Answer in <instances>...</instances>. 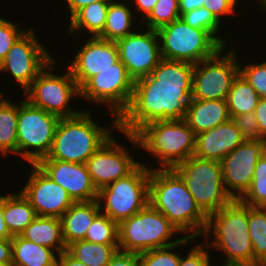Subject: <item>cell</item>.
Returning a JSON list of instances; mask_svg holds the SVG:
<instances>
[{"label":"cell","instance_id":"f5cc1de1","mask_svg":"<svg viewBox=\"0 0 266 266\" xmlns=\"http://www.w3.org/2000/svg\"><path fill=\"white\" fill-rule=\"evenodd\" d=\"M3 96H4L3 93L0 92V99H1Z\"/></svg>","mask_w":266,"mask_h":266},{"label":"cell","instance_id":"7bdbcfd3","mask_svg":"<svg viewBox=\"0 0 266 266\" xmlns=\"http://www.w3.org/2000/svg\"><path fill=\"white\" fill-rule=\"evenodd\" d=\"M107 266H140L138 254L118 250Z\"/></svg>","mask_w":266,"mask_h":266},{"label":"cell","instance_id":"ee69618b","mask_svg":"<svg viewBox=\"0 0 266 266\" xmlns=\"http://www.w3.org/2000/svg\"><path fill=\"white\" fill-rule=\"evenodd\" d=\"M254 113L258 120L261 139L266 140V98H260L258 100Z\"/></svg>","mask_w":266,"mask_h":266},{"label":"cell","instance_id":"ba28073f","mask_svg":"<svg viewBox=\"0 0 266 266\" xmlns=\"http://www.w3.org/2000/svg\"><path fill=\"white\" fill-rule=\"evenodd\" d=\"M150 166L140 164L131 174L98 191L102 214L117 224L137 214L149 203Z\"/></svg>","mask_w":266,"mask_h":266},{"label":"cell","instance_id":"ffe728a7","mask_svg":"<svg viewBox=\"0 0 266 266\" xmlns=\"http://www.w3.org/2000/svg\"><path fill=\"white\" fill-rule=\"evenodd\" d=\"M36 165L54 182L61 185L74 202L98 199V190L94 186L85 164L57 159H41Z\"/></svg>","mask_w":266,"mask_h":266},{"label":"cell","instance_id":"ab89813d","mask_svg":"<svg viewBox=\"0 0 266 266\" xmlns=\"http://www.w3.org/2000/svg\"><path fill=\"white\" fill-rule=\"evenodd\" d=\"M245 140H261L258 120L254 112L244 113L232 118Z\"/></svg>","mask_w":266,"mask_h":266},{"label":"cell","instance_id":"74e56055","mask_svg":"<svg viewBox=\"0 0 266 266\" xmlns=\"http://www.w3.org/2000/svg\"><path fill=\"white\" fill-rule=\"evenodd\" d=\"M239 73L255 89L260 98H266V61L241 66L239 63Z\"/></svg>","mask_w":266,"mask_h":266},{"label":"cell","instance_id":"bcb514c9","mask_svg":"<svg viewBox=\"0 0 266 266\" xmlns=\"http://www.w3.org/2000/svg\"><path fill=\"white\" fill-rule=\"evenodd\" d=\"M158 0H131L135 7V12L138 9L139 13H142L143 19L141 18L140 20L142 21L141 23H144V18H146L150 12L152 11L153 7L157 3ZM145 15V16H144Z\"/></svg>","mask_w":266,"mask_h":266},{"label":"cell","instance_id":"d6986e66","mask_svg":"<svg viewBox=\"0 0 266 266\" xmlns=\"http://www.w3.org/2000/svg\"><path fill=\"white\" fill-rule=\"evenodd\" d=\"M80 47L77 54L74 53V59L67 65L79 88L101 71L115 68L119 61L115 42L89 37Z\"/></svg>","mask_w":266,"mask_h":266},{"label":"cell","instance_id":"e0dca14e","mask_svg":"<svg viewBox=\"0 0 266 266\" xmlns=\"http://www.w3.org/2000/svg\"><path fill=\"white\" fill-rule=\"evenodd\" d=\"M140 31V32H139ZM117 40L119 60L134 79L150 75L161 58L157 30H139Z\"/></svg>","mask_w":266,"mask_h":266},{"label":"cell","instance_id":"1f68e13d","mask_svg":"<svg viewBox=\"0 0 266 266\" xmlns=\"http://www.w3.org/2000/svg\"><path fill=\"white\" fill-rule=\"evenodd\" d=\"M248 229L254 251V266L266 261V207L248 206Z\"/></svg>","mask_w":266,"mask_h":266},{"label":"cell","instance_id":"52a82bcc","mask_svg":"<svg viewBox=\"0 0 266 266\" xmlns=\"http://www.w3.org/2000/svg\"><path fill=\"white\" fill-rule=\"evenodd\" d=\"M175 233L181 234L164 214L148 203L137 214L118 224L119 250L140 254L173 245L181 239L171 241Z\"/></svg>","mask_w":266,"mask_h":266},{"label":"cell","instance_id":"8d00e7d4","mask_svg":"<svg viewBox=\"0 0 266 266\" xmlns=\"http://www.w3.org/2000/svg\"><path fill=\"white\" fill-rule=\"evenodd\" d=\"M180 18H182L186 24L194 28L208 31L223 47L228 44V41L218 36L221 23L207 8L201 7L194 9L184 13Z\"/></svg>","mask_w":266,"mask_h":266},{"label":"cell","instance_id":"6da1fadb","mask_svg":"<svg viewBox=\"0 0 266 266\" xmlns=\"http://www.w3.org/2000/svg\"><path fill=\"white\" fill-rule=\"evenodd\" d=\"M194 64L161 59L150 75L135 80L129 107L118 118V131L135 134L157 120H182L192 95Z\"/></svg>","mask_w":266,"mask_h":266},{"label":"cell","instance_id":"9a60e30c","mask_svg":"<svg viewBox=\"0 0 266 266\" xmlns=\"http://www.w3.org/2000/svg\"><path fill=\"white\" fill-rule=\"evenodd\" d=\"M265 154V139L245 140L220 162L225 189L233 199H239L250 187L258 159Z\"/></svg>","mask_w":266,"mask_h":266},{"label":"cell","instance_id":"2e32d148","mask_svg":"<svg viewBox=\"0 0 266 266\" xmlns=\"http://www.w3.org/2000/svg\"><path fill=\"white\" fill-rule=\"evenodd\" d=\"M117 142L113 135L88 158L85 165L94 186L99 191L114 181L131 174L141 163Z\"/></svg>","mask_w":266,"mask_h":266},{"label":"cell","instance_id":"836d02e7","mask_svg":"<svg viewBox=\"0 0 266 266\" xmlns=\"http://www.w3.org/2000/svg\"><path fill=\"white\" fill-rule=\"evenodd\" d=\"M238 200L250 207H266V154L258 159L250 187Z\"/></svg>","mask_w":266,"mask_h":266},{"label":"cell","instance_id":"ac0fdd59","mask_svg":"<svg viewBox=\"0 0 266 266\" xmlns=\"http://www.w3.org/2000/svg\"><path fill=\"white\" fill-rule=\"evenodd\" d=\"M31 174L21 193L39 217L61 218L74 203L68 192L54 182L36 164L30 166Z\"/></svg>","mask_w":266,"mask_h":266},{"label":"cell","instance_id":"8fae6325","mask_svg":"<svg viewBox=\"0 0 266 266\" xmlns=\"http://www.w3.org/2000/svg\"><path fill=\"white\" fill-rule=\"evenodd\" d=\"M59 117L34 107L26 99L18 103L17 154L37 164L51 150Z\"/></svg>","mask_w":266,"mask_h":266},{"label":"cell","instance_id":"484cf974","mask_svg":"<svg viewBox=\"0 0 266 266\" xmlns=\"http://www.w3.org/2000/svg\"><path fill=\"white\" fill-rule=\"evenodd\" d=\"M129 4H124L123 0L109 2L104 30L98 38L116 42L135 32L133 23L134 19L138 18L135 17V12L128 6Z\"/></svg>","mask_w":266,"mask_h":266},{"label":"cell","instance_id":"4fadbf2b","mask_svg":"<svg viewBox=\"0 0 266 266\" xmlns=\"http://www.w3.org/2000/svg\"><path fill=\"white\" fill-rule=\"evenodd\" d=\"M134 84V79L119 60L115 68H107L91 77L80 88V97L93 104L108 105L111 115L119 118L130 105Z\"/></svg>","mask_w":266,"mask_h":266},{"label":"cell","instance_id":"816d5d0a","mask_svg":"<svg viewBox=\"0 0 266 266\" xmlns=\"http://www.w3.org/2000/svg\"><path fill=\"white\" fill-rule=\"evenodd\" d=\"M257 1H258V4L260 3V5H262L261 8L263 10L265 9L266 11V0H257Z\"/></svg>","mask_w":266,"mask_h":266},{"label":"cell","instance_id":"f1b7e54d","mask_svg":"<svg viewBox=\"0 0 266 266\" xmlns=\"http://www.w3.org/2000/svg\"><path fill=\"white\" fill-rule=\"evenodd\" d=\"M118 250L119 244H97L84 240L67 246V251L87 266H107Z\"/></svg>","mask_w":266,"mask_h":266},{"label":"cell","instance_id":"d590c367","mask_svg":"<svg viewBox=\"0 0 266 266\" xmlns=\"http://www.w3.org/2000/svg\"><path fill=\"white\" fill-rule=\"evenodd\" d=\"M179 0H158L150 14L144 18L147 29L158 30L179 19Z\"/></svg>","mask_w":266,"mask_h":266},{"label":"cell","instance_id":"d6a6232c","mask_svg":"<svg viewBox=\"0 0 266 266\" xmlns=\"http://www.w3.org/2000/svg\"><path fill=\"white\" fill-rule=\"evenodd\" d=\"M193 240L195 241L196 239L186 235L173 245L140 253L138 254L139 264L140 266H179L181 256L173 250H177L184 244L188 245L187 243Z\"/></svg>","mask_w":266,"mask_h":266},{"label":"cell","instance_id":"277c9868","mask_svg":"<svg viewBox=\"0 0 266 266\" xmlns=\"http://www.w3.org/2000/svg\"><path fill=\"white\" fill-rule=\"evenodd\" d=\"M91 113L90 110H82L74 117L60 118L51 150L43 159L85 164L113 135L111 131L119 129L117 116H113L111 128H104L94 120Z\"/></svg>","mask_w":266,"mask_h":266},{"label":"cell","instance_id":"9c48e42d","mask_svg":"<svg viewBox=\"0 0 266 266\" xmlns=\"http://www.w3.org/2000/svg\"><path fill=\"white\" fill-rule=\"evenodd\" d=\"M161 58L191 64L214 56L223 46L206 30L186 24L182 18L157 30Z\"/></svg>","mask_w":266,"mask_h":266},{"label":"cell","instance_id":"8992f818","mask_svg":"<svg viewBox=\"0 0 266 266\" xmlns=\"http://www.w3.org/2000/svg\"><path fill=\"white\" fill-rule=\"evenodd\" d=\"M172 169L181 177L197 205L207 216L234 200L225 189L220 161L192 156Z\"/></svg>","mask_w":266,"mask_h":266},{"label":"cell","instance_id":"e575fe53","mask_svg":"<svg viewBox=\"0 0 266 266\" xmlns=\"http://www.w3.org/2000/svg\"><path fill=\"white\" fill-rule=\"evenodd\" d=\"M84 241L100 244H118V224L100 213L89 226Z\"/></svg>","mask_w":266,"mask_h":266},{"label":"cell","instance_id":"7402d4cb","mask_svg":"<svg viewBox=\"0 0 266 266\" xmlns=\"http://www.w3.org/2000/svg\"><path fill=\"white\" fill-rule=\"evenodd\" d=\"M231 119L227 101L191 99L184 119L195 135Z\"/></svg>","mask_w":266,"mask_h":266},{"label":"cell","instance_id":"4316f807","mask_svg":"<svg viewBox=\"0 0 266 266\" xmlns=\"http://www.w3.org/2000/svg\"><path fill=\"white\" fill-rule=\"evenodd\" d=\"M109 2H94L80 9L69 20L68 35H73L69 38L79 35L82 30L87 31L86 34H90V37H98L104 30Z\"/></svg>","mask_w":266,"mask_h":266},{"label":"cell","instance_id":"44dd1931","mask_svg":"<svg viewBox=\"0 0 266 266\" xmlns=\"http://www.w3.org/2000/svg\"><path fill=\"white\" fill-rule=\"evenodd\" d=\"M245 139L233 119L196 135L195 157L222 161Z\"/></svg>","mask_w":266,"mask_h":266},{"label":"cell","instance_id":"603a6c76","mask_svg":"<svg viewBox=\"0 0 266 266\" xmlns=\"http://www.w3.org/2000/svg\"><path fill=\"white\" fill-rule=\"evenodd\" d=\"M100 213L97 200L74 202L60 218L66 247L74 241L84 240L87 229Z\"/></svg>","mask_w":266,"mask_h":266},{"label":"cell","instance_id":"681fc988","mask_svg":"<svg viewBox=\"0 0 266 266\" xmlns=\"http://www.w3.org/2000/svg\"><path fill=\"white\" fill-rule=\"evenodd\" d=\"M4 196L0 195V240L12 239L13 236L9 233L7 225L4 221Z\"/></svg>","mask_w":266,"mask_h":266},{"label":"cell","instance_id":"cb8c5ba5","mask_svg":"<svg viewBox=\"0 0 266 266\" xmlns=\"http://www.w3.org/2000/svg\"><path fill=\"white\" fill-rule=\"evenodd\" d=\"M20 235L35 244L54 250L58 255L67 250L60 218L37 216Z\"/></svg>","mask_w":266,"mask_h":266},{"label":"cell","instance_id":"30bf717a","mask_svg":"<svg viewBox=\"0 0 266 266\" xmlns=\"http://www.w3.org/2000/svg\"><path fill=\"white\" fill-rule=\"evenodd\" d=\"M55 58L39 73L31 85L23 92L25 99L34 107L45 110L59 118H69L80 114L69 108V103L77 96L80 88L68 68L63 75L55 73Z\"/></svg>","mask_w":266,"mask_h":266},{"label":"cell","instance_id":"f907efd6","mask_svg":"<svg viewBox=\"0 0 266 266\" xmlns=\"http://www.w3.org/2000/svg\"><path fill=\"white\" fill-rule=\"evenodd\" d=\"M178 4L180 16L194 9L203 7V3H201V0H179Z\"/></svg>","mask_w":266,"mask_h":266},{"label":"cell","instance_id":"f546056e","mask_svg":"<svg viewBox=\"0 0 266 266\" xmlns=\"http://www.w3.org/2000/svg\"><path fill=\"white\" fill-rule=\"evenodd\" d=\"M8 99H0V154L4 157L17 154L18 103Z\"/></svg>","mask_w":266,"mask_h":266},{"label":"cell","instance_id":"60d3db41","mask_svg":"<svg viewBox=\"0 0 266 266\" xmlns=\"http://www.w3.org/2000/svg\"><path fill=\"white\" fill-rule=\"evenodd\" d=\"M207 245L204 246V244L200 243L197 244L188 250V254L185 256H181L179 261V266H212L211 264V255L208 251ZM185 257V258H184Z\"/></svg>","mask_w":266,"mask_h":266},{"label":"cell","instance_id":"d4e9b609","mask_svg":"<svg viewBox=\"0 0 266 266\" xmlns=\"http://www.w3.org/2000/svg\"><path fill=\"white\" fill-rule=\"evenodd\" d=\"M11 266H56L58 254L54 250L35 244L21 235L13 236Z\"/></svg>","mask_w":266,"mask_h":266},{"label":"cell","instance_id":"f35d334b","mask_svg":"<svg viewBox=\"0 0 266 266\" xmlns=\"http://www.w3.org/2000/svg\"><path fill=\"white\" fill-rule=\"evenodd\" d=\"M17 25L0 17V63L16 40L26 31L24 28L19 30Z\"/></svg>","mask_w":266,"mask_h":266},{"label":"cell","instance_id":"5bb4252c","mask_svg":"<svg viewBox=\"0 0 266 266\" xmlns=\"http://www.w3.org/2000/svg\"><path fill=\"white\" fill-rule=\"evenodd\" d=\"M38 41L34 28L27 29L0 63V72H9L23 92L54 57Z\"/></svg>","mask_w":266,"mask_h":266},{"label":"cell","instance_id":"83f0119b","mask_svg":"<svg viewBox=\"0 0 266 266\" xmlns=\"http://www.w3.org/2000/svg\"><path fill=\"white\" fill-rule=\"evenodd\" d=\"M3 215L7 229L12 236L20 235L37 217L35 209L20 191L4 196Z\"/></svg>","mask_w":266,"mask_h":266},{"label":"cell","instance_id":"5b68a950","mask_svg":"<svg viewBox=\"0 0 266 266\" xmlns=\"http://www.w3.org/2000/svg\"><path fill=\"white\" fill-rule=\"evenodd\" d=\"M132 144L158 159L157 168H172L192 157L196 135L182 120H157L142 126L135 134L123 133Z\"/></svg>","mask_w":266,"mask_h":266},{"label":"cell","instance_id":"7dc6e473","mask_svg":"<svg viewBox=\"0 0 266 266\" xmlns=\"http://www.w3.org/2000/svg\"><path fill=\"white\" fill-rule=\"evenodd\" d=\"M99 1H112V0H66L67 7L69 9L70 19L82 8L87 5L99 2Z\"/></svg>","mask_w":266,"mask_h":266},{"label":"cell","instance_id":"b9f144b4","mask_svg":"<svg viewBox=\"0 0 266 266\" xmlns=\"http://www.w3.org/2000/svg\"><path fill=\"white\" fill-rule=\"evenodd\" d=\"M240 0H201L203 7L207 8L215 18L222 23V18L226 15H234L236 6ZM222 17V18H221Z\"/></svg>","mask_w":266,"mask_h":266},{"label":"cell","instance_id":"3957f363","mask_svg":"<svg viewBox=\"0 0 266 266\" xmlns=\"http://www.w3.org/2000/svg\"><path fill=\"white\" fill-rule=\"evenodd\" d=\"M209 234L212 242L208 241ZM207 247L222 251V266H254V251L248 229V206L234 199L208 216L202 235ZM207 240V241H206Z\"/></svg>","mask_w":266,"mask_h":266},{"label":"cell","instance_id":"f6af8a7d","mask_svg":"<svg viewBox=\"0 0 266 266\" xmlns=\"http://www.w3.org/2000/svg\"><path fill=\"white\" fill-rule=\"evenodd\" d=\"M0 264L12 265V242L11 239L0 240Z\"/></svg>","mask_w":266,"mask_h":266},{"label":"cell","instance_id":"4dcf8cb0","mask_svg":"<svg viewBox=\"0 0 266 266\" xmlns=\"http://www.w3.org/2000/svg\"><path fill=\"white\" fill-rule=\"evenodd\" d=\"M259 99L255 89L239 73L226 98L231 119L244 113L254 112Z\"/></svg>","mask_w":266,"mask_h":266},{"label":"cell","instance_id":"c3c4849f","mask_svg":"<svg viewBox=\"0 0 266 266\" xmlns=\"http://www.w3.org/2000/svg\"><path fill=\"white\" fill-rule=\"evenodd\" d=\"M56 266H87V265L78 261L67 250H65L58 255Z\"/></svg>","mask_w":266,"mask_h":266},{"label":"cell","instance_id":"7c38bea8","mask_svg":"<svg viewBox=\"0 0 266 266\" xmlns=\"http://www.w3.org/2000/svg\"><path fill=\"white\" fill-rule=\"evenodd\" d=\"M221 48L214 56L196 63L193 69L191 99L225 100L239 74V53ZM224 53V54H223ZM223 55V56H222Z\"/></svg>","mask_w":266,"mask_h":266},{"label":"cell","instance_id":"db71d44e","mask_svg":"<svg viewBox=\"0 0 266 266\" xmlns=\"http://www.w3.org/2000/svg\"><path fill=\"white\" fill-rule=\"evenodd\" d=\"M260 266H266V261L262 265H260Z\"/></svg>","mask_w":266,"mask_h":266},{"label":"cell","instance_id":"7a4b0ae2","mask_svg":"<svg viewBox=\"0 0 266 266\" xmlns=\"http://www.w3.org/2000/svg\"><path fill=\"white\" fill-rule=\"evenodd\" d=\"M151 168L149 204L164 214L180 233L195 239L202 237L208 216L199 208L181 177L172 168Z\"/></svg>","mask_w":266,"mask_h":266}]
</instances>
